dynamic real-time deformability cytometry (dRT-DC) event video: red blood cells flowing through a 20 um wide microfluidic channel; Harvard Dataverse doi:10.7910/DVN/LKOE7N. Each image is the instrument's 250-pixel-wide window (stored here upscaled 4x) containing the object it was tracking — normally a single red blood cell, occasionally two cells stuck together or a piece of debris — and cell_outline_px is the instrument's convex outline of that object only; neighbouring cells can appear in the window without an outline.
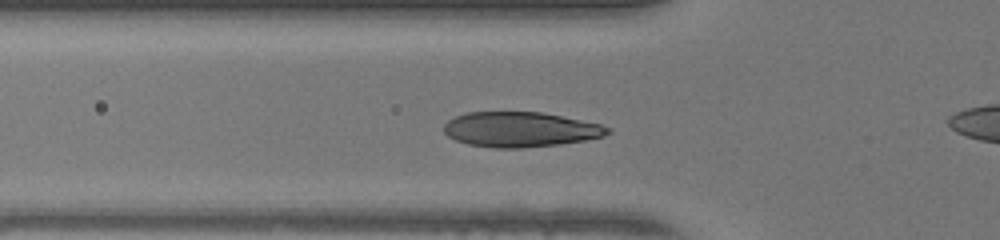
{"species": "human", "species_latin": "Homo sapiens", "temperature_condition": "warm", "stored_images_in_passage": 38, "camera_frame_rate_fps": 3000, "um_per_image_px": 0.085, "donor": {"sex": "female"}, "frame": {"image": 1, "passage_image": 13, "time_ms": 4.0, "image_size_px": [1000, 240], "cell_outline_px": [[612, 132], [604, 136], [584, 140], [560, 144], [520, 148], [496, 148], [468, 144], [456, 140], [448, 136], [444, 132], [444, 124], [448, 120], [456, 116], [468, 112], [540, 112], [600, 124], [612, 128]], "centroid_in_image_um": [44.23, 11.01], "position_along_channel_um": 81.6, "area_um2": 33.29}}
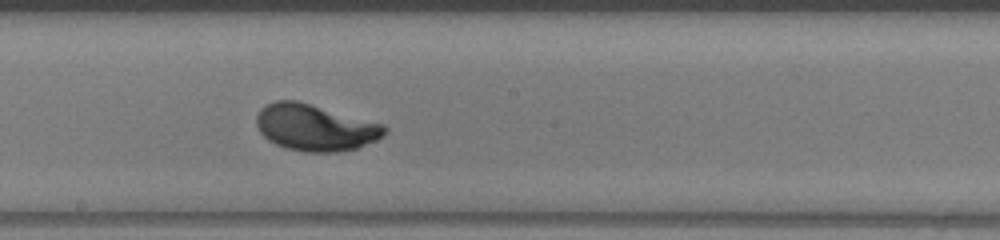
{"frame": {"image": 2, "passage_image": 23, "time_ms": 7.333, "image_size_px": [1000, 240], "cell_outline_px": [[388, 128], [384, 136], [376, 140], [356, 148], [336, 152], [304, 152], [288, 148], [276, 144], [268, 140], [260, 132], [256, 124], [256, 116], [260, 108], [264, 104], [276, 100], [296, 100], [384, 124]], "centroid_in_image_um": [26.77, 10.83], "position_along_channel_um": 221.4, "area_um2": 34.74}}
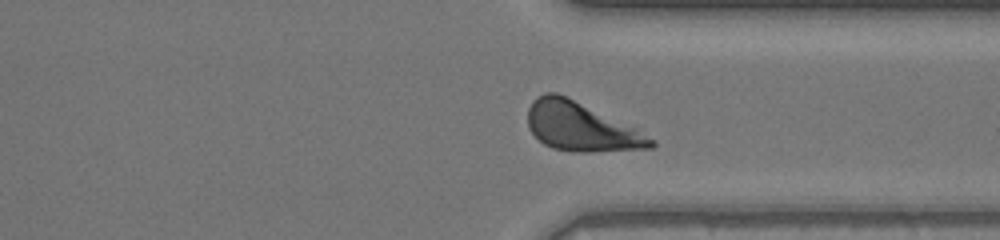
{"frame": {"image": 3, "passage_image": 33, "time_ms": 10.667, "image_size_px": [1000, 240], "cell_outline_px": [[656, 144], [652, 148], [588, 152], [572, 152], [552, 148], [544, 144], [528, 128], [528, 108], [532, 100], [536, 96], [544, 92], [556, 92], [636, 128], [656, 140]], "centroid_in_image_um": [49.37, 10.78], "position_along_channel_um": 362.0, "area_um2": 34.8}, "authors_computed_cell_mechanics": {"area_um2": 33.7552, "velocity_mm_per_s": 4.1975, "shape_relaxation_time_tau1_ms": 1.469, "shape_relaxation_time_tau2_ms": null, "deformation_change_tau1": 0.1409, "deformation_change_tau2": null}}